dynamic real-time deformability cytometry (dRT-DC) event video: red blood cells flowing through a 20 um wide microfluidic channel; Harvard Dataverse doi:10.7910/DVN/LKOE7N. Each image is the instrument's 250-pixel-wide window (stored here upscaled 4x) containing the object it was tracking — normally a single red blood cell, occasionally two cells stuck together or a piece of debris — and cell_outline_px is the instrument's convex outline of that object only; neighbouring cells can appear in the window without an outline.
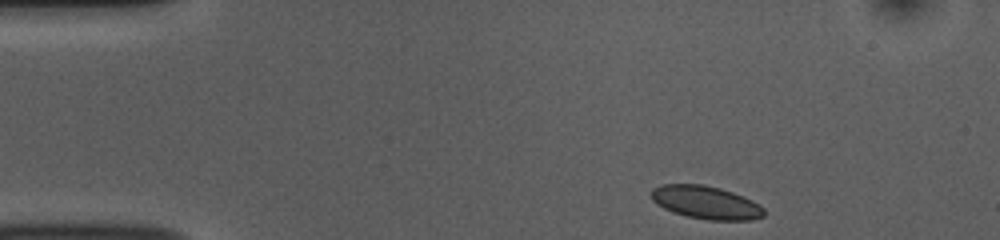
{"species": "common noctule bat (a hibernating species)", "species_latin": "Nyctalus noctula", "temperature_condition": "room temperature", "stored_images_in_passage": 46, "camera_frame_rate_fps": 3000, "um_per_image_px": 0.085, "animal": {"sex": "female", "body_mass_g": 10.0, "forearm_length_mm": 53.1}, "frame": {"image": 1, "passage_image": 1, "time_ms": 0.0, "image_size_px": [1000, 240], "cell_outline_px": [[764, 216], [752, 220], [708, 220], [688, 216], [664, 208], [656, 204], [652, 200], [652, 188], [660, 184], [704, 184], [720, 188], [744, 196], [752, 200], [764, 208]], "centroid_in_image_um": [60.01, 17.2], "position_along_channel_um": 25.0, "area_um2": 21.68}}
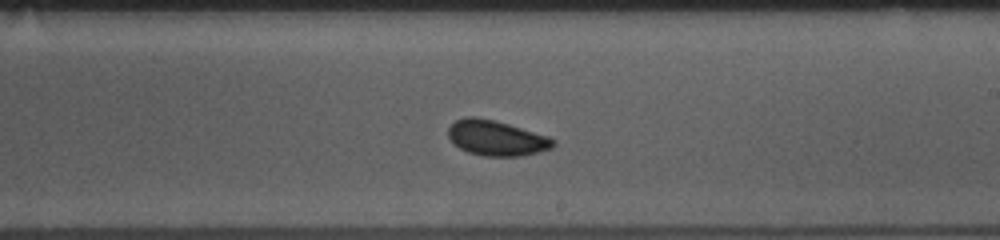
{"frame": {"image": 2, "passage_image": 24, "time_ms": 7.667, "image_size_px": [1000, 240], "cell_outline_px": [[556, 144], [552, 148], [524, 156], [484, 156], [468, 152], [460, 148], [448, 136], [448, 128], [456, 120], [464, 116], [476, 116], [496, 120], [548, 136], [556, 140]], "centroid_in_image_um": [42.21, 11.72], "position_along_channel_um": 246.8, "area_um2": 21.68}}
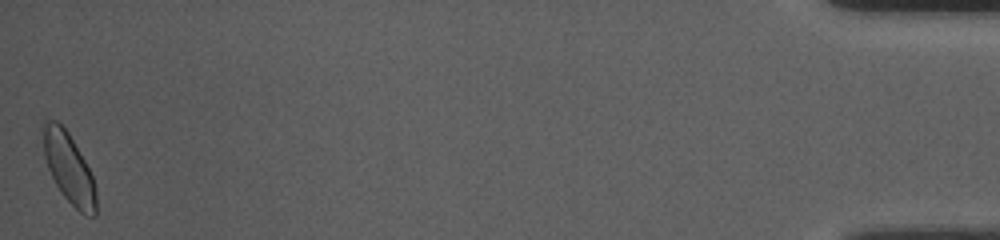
{"frame": {"image": 3, "passage_image": 46, "time_ms": 15.0, "image_size_px": [1000, 240], "cell_outline_px": [[96, 216], [84, 216], [60, 192], [48, 168], [44, 156], [44, 120], [48, 116], [56, 120], [68, 132], [84, 160], [92, 176], [96, 188]], "centroid_in_image_um": [5.86, 14.3], "position_along_channel_um": 429.3, "area_um2": 21.39}, "authors_computed_cell_mechanics": {"area_um2": 21.3282, "velocity_mm_per_s": 3.7516, "shape_relaxation_time_tau1_ms": null, "shape_relaxation_time_tau2_ms": 2.8668, "deformation_change_tau1": null, "deformation_change_tau2": 0.0409}}